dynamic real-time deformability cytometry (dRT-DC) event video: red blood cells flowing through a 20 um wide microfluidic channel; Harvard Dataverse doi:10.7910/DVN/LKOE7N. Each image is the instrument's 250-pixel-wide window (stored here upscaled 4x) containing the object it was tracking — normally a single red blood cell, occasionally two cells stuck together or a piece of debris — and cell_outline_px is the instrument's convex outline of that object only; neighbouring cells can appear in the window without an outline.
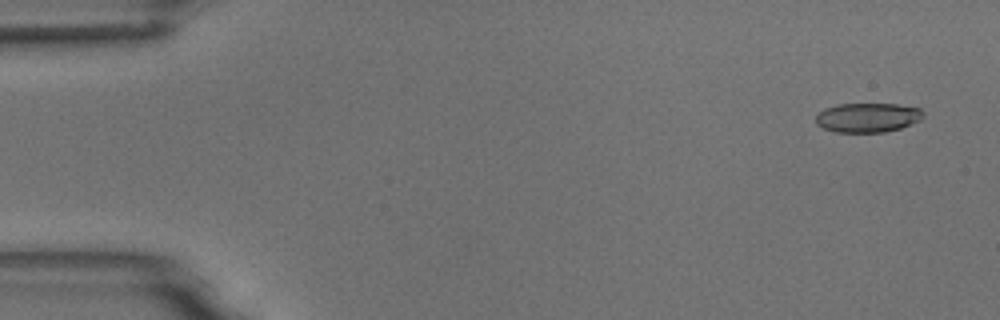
{"species": "common noctule bat (a hibernating species)", "species_latin": "Nyctalus noctula", "temperature_condition": "room temperature", "stored_images_in_passage": 4, "camera_frame_rate_fps": 3000, "um_per_image_px": 0.085, "animal": {"sex": "male", "body_mass_g": 18.8}, "frame": {"image": 1, "passage_image": 1, "time_ms": 0.0, "image_size_px": [1000, 320], "cell_outline_px": [[924, 116], [920, 120], [900, 128], [884, 132], [836, 132], [824, 128], [816, 124], [816, 116], [824, 108], [836, 104], [896, 104], [920, 108], [924, 112]], "centroid_in_image_um": [73.75, 9.98], "position_along_channel_um": 11.2, "area_um2": 18.38}}